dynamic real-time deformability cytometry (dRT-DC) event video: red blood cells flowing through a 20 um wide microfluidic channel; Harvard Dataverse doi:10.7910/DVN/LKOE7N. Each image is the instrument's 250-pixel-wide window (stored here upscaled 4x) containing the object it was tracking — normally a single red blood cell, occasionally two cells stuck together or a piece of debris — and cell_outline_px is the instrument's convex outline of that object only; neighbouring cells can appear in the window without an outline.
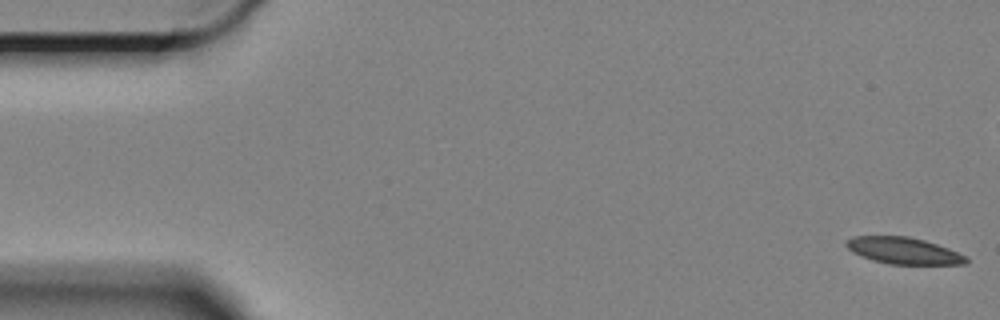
{"species": "Egyptian fruit bat (a non-hibernating species)", "species_latin": "Rousettus aegyptiacus", "temperature_condition": "cold", "stored_images_in_passage": 11, "camera_frame_rate_fps": 3000, "um_per_image_px": 0.085, "animal": {"sex": "female"}, "frame": {"image": 1, "passage_image": 1, "time_ms": 0.0, "image_size_px": [1000, 320], "cell_outline_px": [[968, 264], [888, 264], [872, 260], [860, 256], [852, 252], [844, 244], [844, 240], [852, 236], [908, 236], [924, 240], [948, 248], [968, 256]], "centroid_in_image_um": [76.78, 21.3], "position_along_channel_um": 8.2, "area_um2": 18.79}}